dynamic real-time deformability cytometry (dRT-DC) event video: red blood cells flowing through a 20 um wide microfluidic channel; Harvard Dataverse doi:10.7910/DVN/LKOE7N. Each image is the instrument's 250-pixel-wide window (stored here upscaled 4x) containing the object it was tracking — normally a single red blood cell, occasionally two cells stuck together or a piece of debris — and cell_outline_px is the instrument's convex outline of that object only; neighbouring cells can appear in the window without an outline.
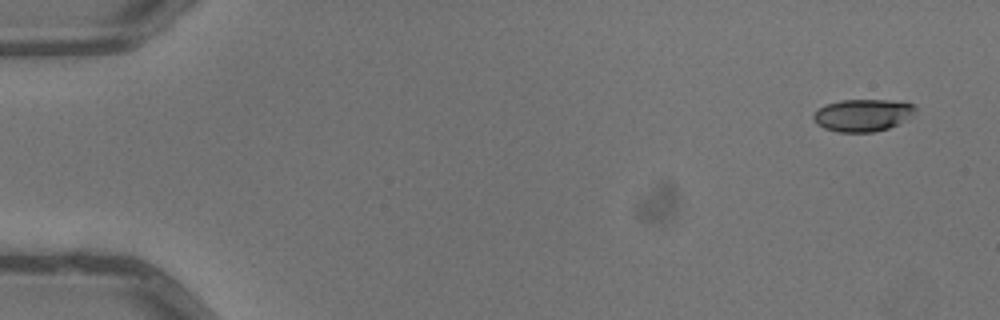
{"species": "common noctule bat (a hibernating species)", "species_latin": "Nyctalus noctula", "temperature_condition": "warm", "stored_images_in_passage": 4, "camera_frame_rate_fps": 3000, "um_per_image_px": 0.085, "animal": {"sex": "male", "body_mass_g": 13.3}, "frame": {"image": 1, "passage_image": 1, "time_ms": 0.0, "image_size_px": [1000, 320], "cell_outline_px": [[916, 108], [912, 116], [900, 124], [888, 128], [872, 132], [836, 132], [824, 128], [816, 124], [812, 116], [824, 104], [840, 100], [888, 100], [916, 104]], "centroid_in_image_um": [73.34, 9.79], "position_along_channel_um": 11.7, "area_um2": 19.31}}